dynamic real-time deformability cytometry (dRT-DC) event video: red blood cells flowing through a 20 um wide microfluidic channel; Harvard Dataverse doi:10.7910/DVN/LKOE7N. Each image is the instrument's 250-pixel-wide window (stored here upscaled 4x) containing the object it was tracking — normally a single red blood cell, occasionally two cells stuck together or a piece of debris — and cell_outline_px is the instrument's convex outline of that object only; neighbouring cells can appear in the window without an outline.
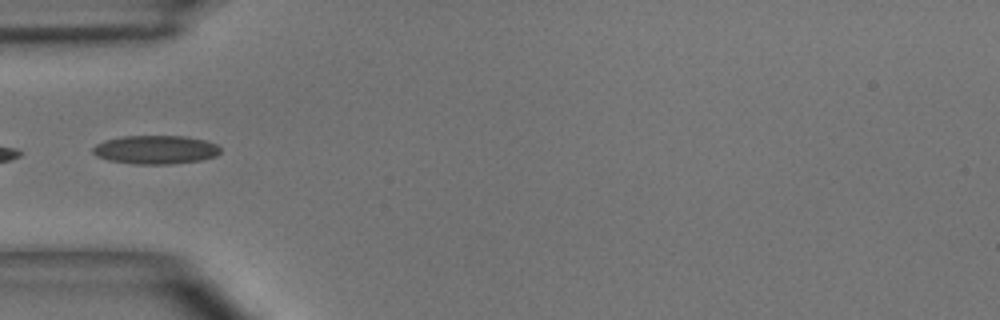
{"species": "common noctule bat (a hibernating species)", "species_latin": "Nyctalus noctula", "temperature_condition": "room temperature", "stored_images_in_passage": 11, "camera_frame_rate_fps": 3000, "um_per_image_px": 0.085, "animal": {"sex": "male", "body_mass_g": 15.6}, "frame": {"image": 1, "passage_image": 1, "time_ms": 0.0, "image_size_px": [1000, 320], "cell_outline_px": [[220, 152], [216, 156], [200, 160], [168, 164], [132, 164], [108, 160], [96, 156], [92, 152], [92, 148], [96, 144], [104, 140], [120, 136], [184, 136], [204, 140], [216, 144], [220, 148]], "centroid_in_image_um": [13.18, 12.72], "position_along_channel_um": 71.8, "area_um2": 21.33}}
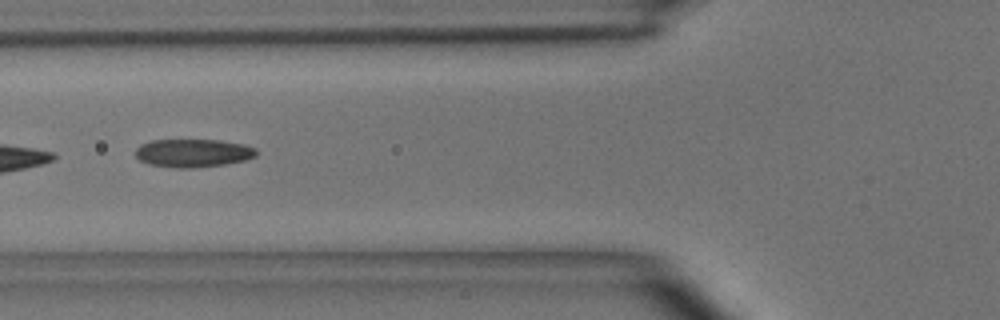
{"frame": {"image": 2, "passage_image": 4, "time_ms": 1.0, "image_size_px": [1000, 320], "cell_outline_px": [[256, 156], [244, 160], [224, 164], [192, 168], [176, 168], [148, 164], [140, 160], [136, 156], [136, 148], [140, 144], [152, 140], [220, 140], [244, 144], [256, 148]], "centroid_in_image_um": [16.4, 13.0], "position_along_channel_um": 109.4, "area_um2": 19.83}}